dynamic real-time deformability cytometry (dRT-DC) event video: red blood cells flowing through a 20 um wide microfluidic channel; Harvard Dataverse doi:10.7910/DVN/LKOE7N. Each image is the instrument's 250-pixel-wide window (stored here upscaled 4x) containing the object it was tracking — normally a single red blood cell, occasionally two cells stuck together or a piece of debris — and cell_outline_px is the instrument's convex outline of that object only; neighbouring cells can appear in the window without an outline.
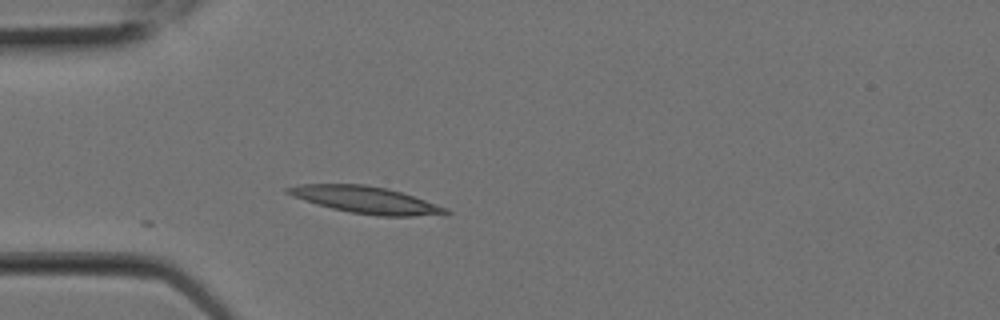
{"species": "Egyptian fruit bat (a non-hibernating species)", "species_latin": "Rousettus aegyptiacus", "temperature_condition": "room temperature", "stored_images_in_passage": 5, "camera_frame_rate_fps": 3000, "um_per_image_px": 0.085, "animal": {"sex": "female"}, "frame": {"image": 1, "passage_image": 5, "time_ms": 1.333, "image_size_px": [1000, 320], "cell_outline_px": [[452, 212], [412, 216], [376, 216], [352, 212], [332, 208], [316, 204], [292, 196], [284, 192], [284, 188], [300, 184], [364, 184], [388, 188], [448, 208]], "centroid_in_image_um": [31.02, 16.97], "position_along_channel_um": 54.0, "area_um2": 24.45}}